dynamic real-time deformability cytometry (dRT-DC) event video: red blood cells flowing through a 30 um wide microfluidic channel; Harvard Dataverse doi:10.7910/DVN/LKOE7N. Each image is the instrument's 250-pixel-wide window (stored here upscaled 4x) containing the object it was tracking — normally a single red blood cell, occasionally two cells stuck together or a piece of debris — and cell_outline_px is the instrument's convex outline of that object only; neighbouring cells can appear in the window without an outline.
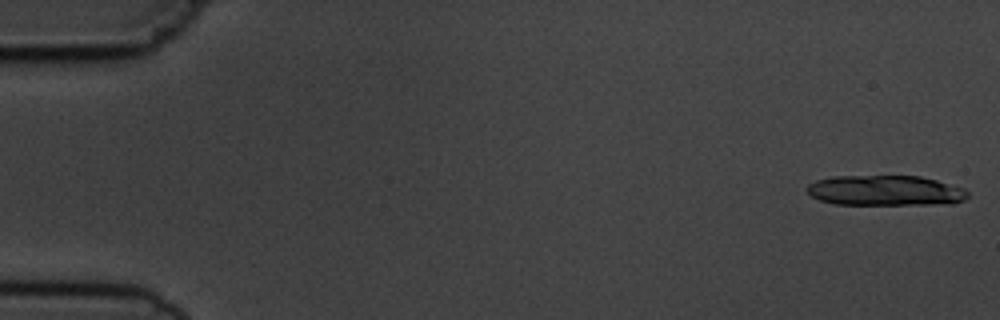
{"species": "common noctule bat (a hibernating species)", "species_latin": "Nyctalus noctula", "temperature_condition": "cold", "stored_images_in_passage": 5, "camera_frame_rate_fps": 3000, "um_per_image_px": 0.085, "animal": {"sex": "male", "body_mass_g": 19.5, "forearm_length_mm": 54.6}, "frame": {"image": 1, "passage_image": 1, "time_ms": 0.0, "image_size_px": [1000, 320], "cell_outline_px": [[968, 196], [964, 200], [952, 204], [836, 204], [820, 200], [812, 196], [808, 192], [808, 184], [816, 180], [832, 176], [920, 176], [936, 180], [964, 188], [968, 192]], "centroid_in_image_um": [75.28, 16.19], "position_along_channel_um": 9.7, "area_um2": 28.32}}